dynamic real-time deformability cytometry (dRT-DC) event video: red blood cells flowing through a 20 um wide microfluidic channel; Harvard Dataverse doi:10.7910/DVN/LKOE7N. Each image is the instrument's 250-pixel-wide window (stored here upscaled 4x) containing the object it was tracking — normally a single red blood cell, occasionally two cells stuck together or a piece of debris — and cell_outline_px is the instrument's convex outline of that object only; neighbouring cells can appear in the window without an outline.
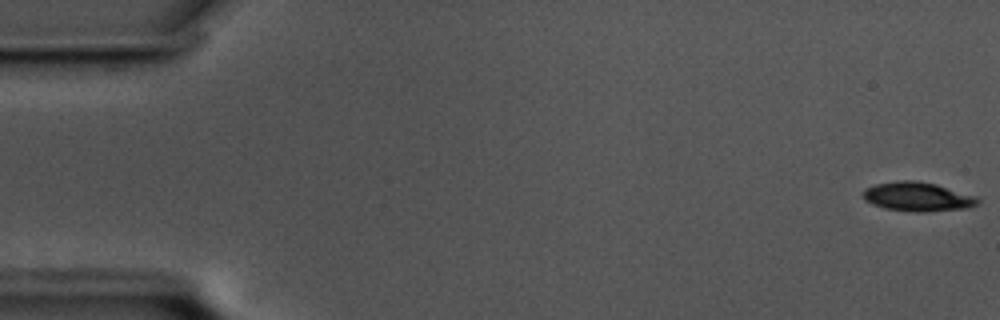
{"species": "common noctule bat (a hibernating species)", "species_latin": "Nyctalus noctula", "temperature_condition": "cold", "stored_images_in_passage": 58, "camera_frame_rate_fps": 3000, "um_per_image_px": 0.085, "animal": {"sex": "male", "body_mass_g": 17.5, "forearm_length_mm": 52.3}, "frame": {"image": 1, "passage_image": 1, "time_ms": 0.0, "image_size_px": [1000, 320], "cell_outline_px": [[980, 200], [976, 204], [968, 208], [924, 212], [916, 212], [884, 208], [872, 204], [864, 200], [864, 188], [876, 184], [900, 180], [916, 180], [936, 184], [976, 196]], "centroid_in_image_um": [77.99, 16.72], "position_along_channel_um": 7.0, "area_um2": 19.42}}
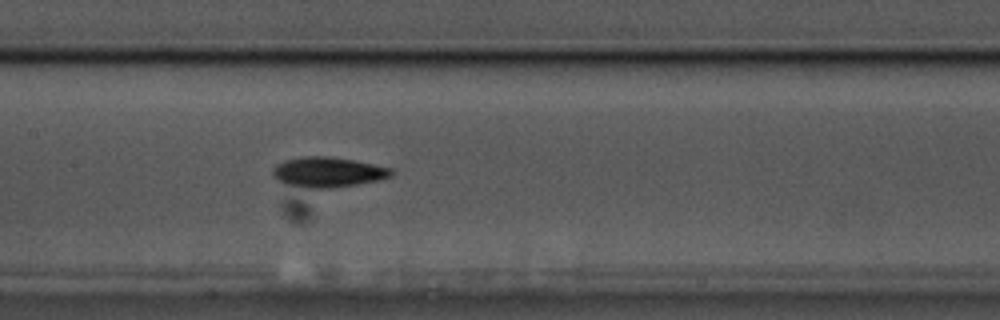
{"frame": {"image": 2, "passage_image": 28, "time_ms": 9.0, "image_size_px": [1000, 320], "cell_outline_px": [[396, 172], [392, 176], [380, 180], [356, 184], [328, 188], [308, 188], [288, 184], [276, 180], [272, 176], [272, 168], [276, 164], [284, 160], [308, 156], [328, 156], [352, 160], [392, 168]], "centroid_in_image_um": [27.87, 14.63], "position_along_channel_um": 179.5, "area_um2": 20.81}}
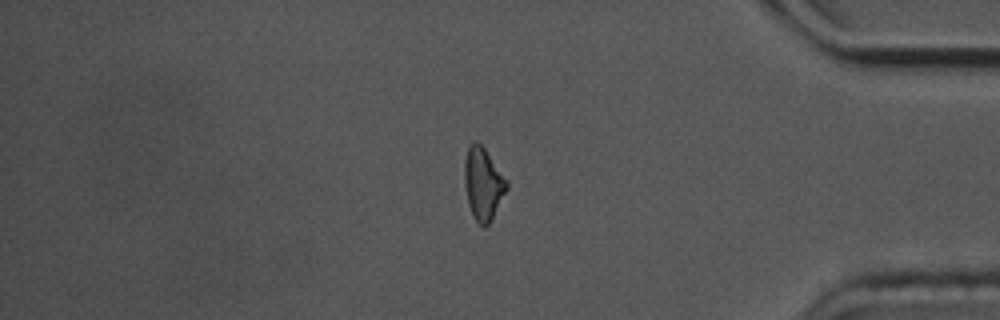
{"frame": {"image": 3, "passage_image": 49, "time_ms": 16.0, "image_size_px": [1000, 320], "cell_outline_px": [[508, 188], [492, 220], [484, 228], [472, 216], [468, 204], [464, 184], [464, 160], [468, 148], [476, 140], [484, 148], [508, 180]], "centroid_in_image_um": [41.07, 15.65], "position_along_channel_um": 394.1, "area_um2": 17.92}, "authors_computed_cell_mechanics": {"area_um2": 19.0451, "velocity_mm_per_s": 3.4741, "shape_relaxation_time_tau1_ms": 5.4837, "shape_relaxation_time_tau2_ms": null, "deformation_change_tau1": 0.1932, "deformation_change_tau2": null}}